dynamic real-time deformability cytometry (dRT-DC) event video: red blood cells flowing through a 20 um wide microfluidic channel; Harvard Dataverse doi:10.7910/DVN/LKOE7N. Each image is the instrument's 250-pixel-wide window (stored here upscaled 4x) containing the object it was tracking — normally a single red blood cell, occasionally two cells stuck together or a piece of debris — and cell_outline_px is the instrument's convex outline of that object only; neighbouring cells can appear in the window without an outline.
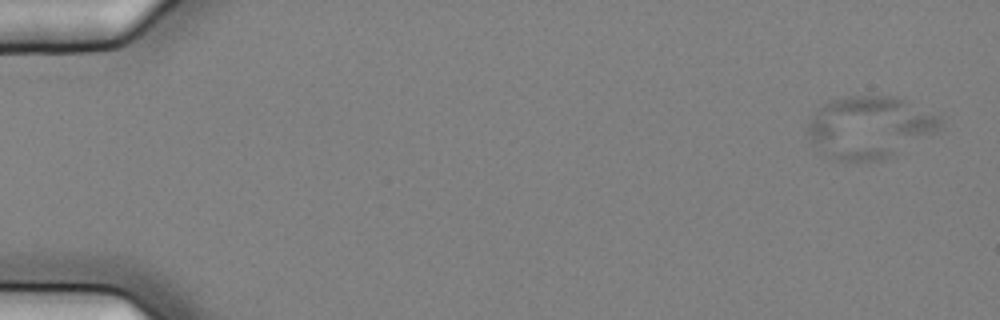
{"species": "common noctule bat (a hibernating species)", "species_latin": "Nyctalus noctula", "temperature_condition": "cold", "stored_images_in_passage": 8, "camera_frame_rate_fps": 3000, "um_per_image_px": 0.085, "animal": {"sex": "female", "body_mass_g": 25.1}, "frame": {"image": 1, "passage_image": 2, "time_ms": 0.333, "image_size_px": [1000, 320], "cell_outline_px": [[944, 124], [936, 132], [892, 156], [880, 160], [836, 160], [828, 156], [808, 136], [808, 124], [820, 104], [832, 100], [848, 96], [892, 96], [940, 112]], "centroid_in_image_um": [74.01, 10.78], "position_along_channel_um": 11.0, "area_um2": 47.92}}
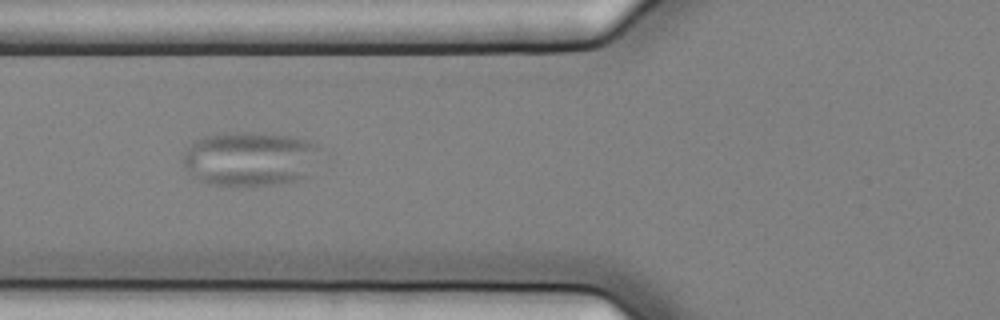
{"frame": {"image": 2, "passage_image": 7, "time_ms": 2.0, "image_size_px": [1000, 320], "cell_outline_px": [[320, 148], [308, 176], [300, 180], [252, 188], [236, 188], [208, 184], [192, 176], [184, 168], [180, 160], [184, 152], [196, 140], [204, 136], [228, 132], [252, 132], [292, 136], [308, 140], [316, 144]], "centroid_in_image_um": [21.21, 13.54], "position_along_channel_um": 104.6, "area_um2": 44.62}}
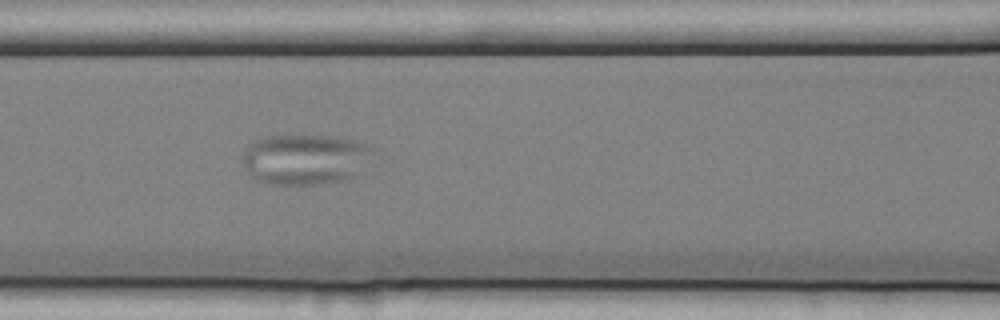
{"frame": {"image": 3, "passage_image": 8, "time_ms": 2.333, "image_size_px": [1000, 320], "cell_outline_px": [[376, 148], [356, 176], [344, 180], [316, 184], [268, 184], [256, 180], [244, 168], [240, 160], [248, 144], [260, 136], [332, 136], [352, 140]], "centroid_in_image_um": [25.87, 13.54], "position_along_channel_um": 140.7, "area_um2": 38.49}}